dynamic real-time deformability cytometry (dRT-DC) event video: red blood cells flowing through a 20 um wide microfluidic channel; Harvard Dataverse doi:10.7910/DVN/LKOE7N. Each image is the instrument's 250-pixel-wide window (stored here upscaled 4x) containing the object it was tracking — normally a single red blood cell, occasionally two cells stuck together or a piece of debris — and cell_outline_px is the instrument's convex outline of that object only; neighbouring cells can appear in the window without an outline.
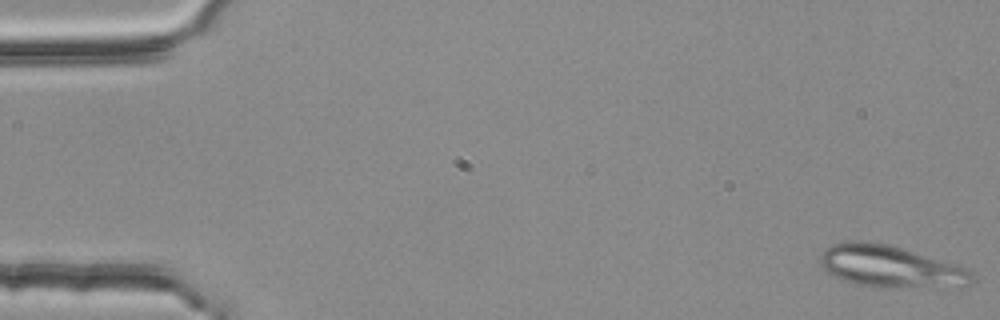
{"species": "common noctule bat (a hibernating species)", "species_latin": "Nyctalus noctula", "temperature_condition": "room temperature", "stored_images_in_passage": 53, "segment_of_instrument_passage": [1, 2], "camera_frame_rate_fps": 3000, "um_per_image_px": 0.085, "animal": {"sex": "female", "body_mass_g": 25.1}, "frame": {"image": 1, "passage_image": 1, "time_ms": 0.0, "image_size_px": [1000, 320], "cell_outline_px": [[972, 280], [968, 284], [880, 288], [840, 280], [828, 272], [820, 264], [820, 256], [824, 248], [832, 244], [852, 240], [860, 240], [888, 244], [904, 248], [972, 268]], "centroid_in_image_um": [75.65, 22.62], "position_along_channel_um": 9.4, "area_um2": 36.99}}